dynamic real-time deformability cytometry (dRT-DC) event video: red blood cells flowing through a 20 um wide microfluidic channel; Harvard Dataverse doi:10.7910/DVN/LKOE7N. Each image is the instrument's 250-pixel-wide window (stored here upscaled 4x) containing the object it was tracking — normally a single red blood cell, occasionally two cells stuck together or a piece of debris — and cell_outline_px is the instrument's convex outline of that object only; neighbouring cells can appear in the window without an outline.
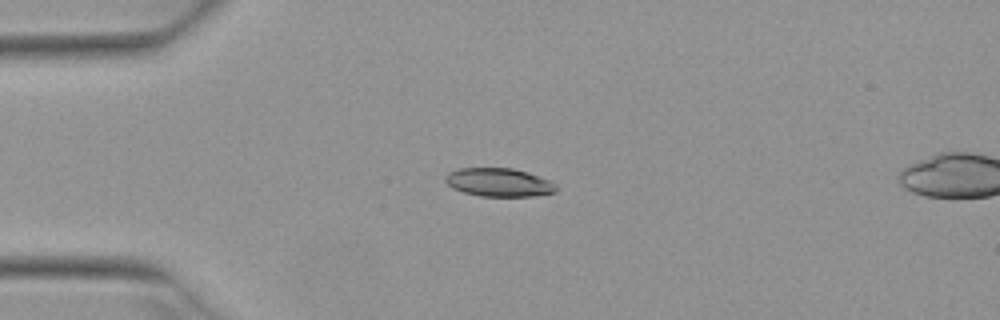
{"species": "Egyptian fruit bat (a non-hibernating species)", "species_latin": "Rousettus aegyptiacus", "temperature_condition": "warm", "stored_images_in_passage": 5, "camera_frame_rate_fps": 3000, "um_per_image_px": 0.085, "animal": {"sex": "female"}, "frame": {"image": 1, "passage_image": 4, "time_ms": 1.0, "image_size_px": [1000, 320], "cell_outline_px": [[556, 192], [532, 196], [480, 196], [464, 192], [452, 188], [444, 180], [444, 176], [448, 172], [460, 168], [512, 168], [528, 172], [552, 180], [556, 184]], "centroid_in_image_um": [42.41, 15.49], "position_along_channel_um": 42.6, "area_um2": 18.5}}